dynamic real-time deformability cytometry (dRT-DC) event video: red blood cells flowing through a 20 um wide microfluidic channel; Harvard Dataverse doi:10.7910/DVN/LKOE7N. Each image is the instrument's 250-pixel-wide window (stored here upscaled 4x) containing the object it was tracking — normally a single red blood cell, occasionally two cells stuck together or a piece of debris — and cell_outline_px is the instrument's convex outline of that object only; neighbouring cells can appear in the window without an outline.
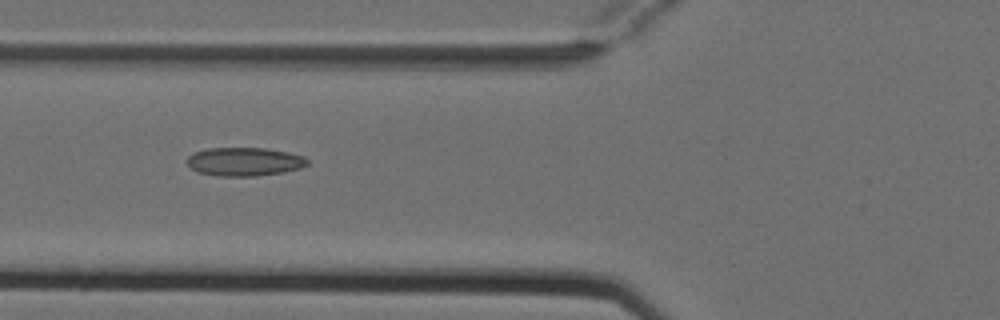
{"species": "Egyptian fruit bat (a non-hibernating species)", "species_latin": "Rousettus aegyptiacus", "temperature_condition": "cold", "stored_images_in_passage": 6, "camera_frame_rate_fps": 3000, "um_per_image_px": 0.085, "animal": {"sex": "female"}, "frame": {"image": 1, "passage_image": 5, "time_ms": 1.333, "image_size_px": [1000, 320], "cell_outline_px": [[308, 164], [300, 168], [284, 172], [256, 176], [216, 176], [196, 172], [184, 160], [188, 156], [196, 152], [208, 148], [264, 148], [288, 152], [304, 156], [308, 160]], "centroid_in_image_um": [20.76, 13.75], "position_along_channel_um": 105.0, "area_um2": 20.11}}
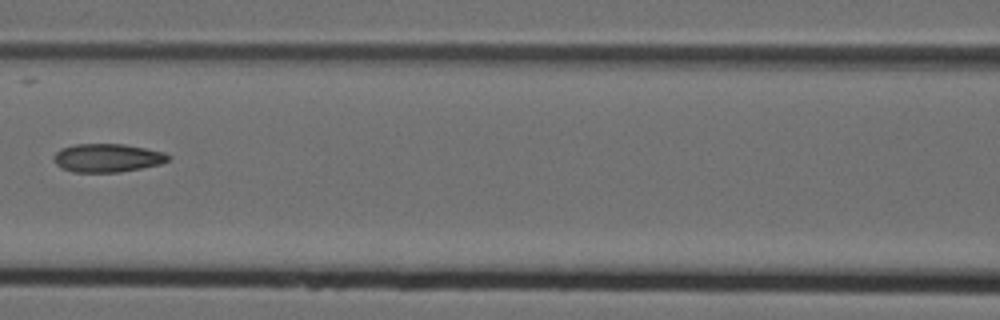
{"frame": {"image": 2, "passage_image": 6, "time_ms": 1.667, "image_size_px": [1000, 320], "cell_outline_px": [[172, 156], [168, 160], [160, 164], [120, 172], [72, 172], [60, 168], [56, 164], [52, 156], [60, 148], [76, 144], [124, 144], [164, 152]], "centroid_in_image_um": [9.09, 13.42], "position_along_channel_um": 157.5, "area_um2": 19.02}}